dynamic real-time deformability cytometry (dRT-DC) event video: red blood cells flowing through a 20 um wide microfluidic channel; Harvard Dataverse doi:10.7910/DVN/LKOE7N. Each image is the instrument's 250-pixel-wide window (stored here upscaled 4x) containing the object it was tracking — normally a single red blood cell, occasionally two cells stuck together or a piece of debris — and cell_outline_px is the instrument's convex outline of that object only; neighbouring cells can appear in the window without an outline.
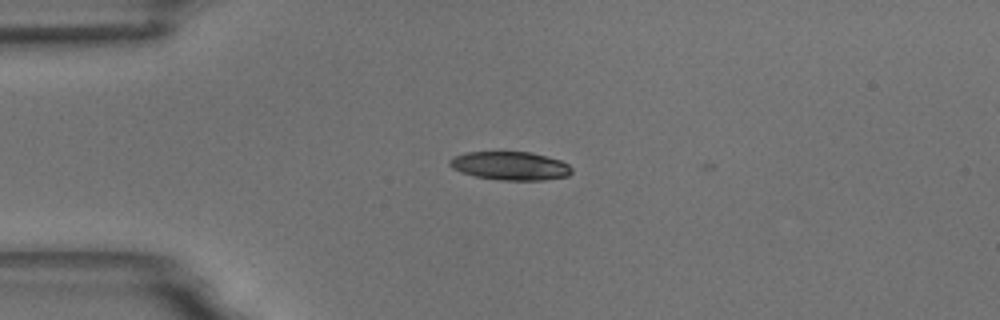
{"species": "common noctule bat (a hibernating species)", "species_latin": "Nyctalus noctula", "temperature_condition": "room temperature", "stored_images_in_passage": 4, "camera_frame_rate_fps": 3000, "um_per_image_px": 0.085, "animal": {"sex": "male", "body_mass_g": 18.8}, "frame": {"image": 1, "passage_image": 3, "time_ms": 0.667, "image_size_px": [1000, 320], "cell_outline_px": [[572, 172], [568, 176], [544, 180], [500, 180], [476, 176], [460, 172], [452, 168], [448, 164], [448, 160], [464, 152], [532, 152], [560, 160], [568, 164], [572, 168]], "centroid_in_image_um": [43.37, 14.09], "position_along_channel_um": 41.6, "area_um2": 20.29}}